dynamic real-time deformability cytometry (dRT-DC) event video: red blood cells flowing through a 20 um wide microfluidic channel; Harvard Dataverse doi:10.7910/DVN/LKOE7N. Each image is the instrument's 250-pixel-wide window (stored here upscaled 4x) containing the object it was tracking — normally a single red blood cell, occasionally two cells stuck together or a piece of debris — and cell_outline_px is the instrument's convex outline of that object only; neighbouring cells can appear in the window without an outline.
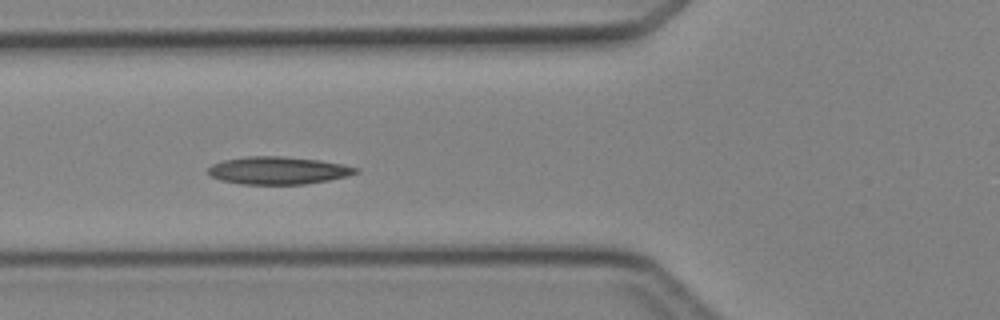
{"species": "Egyptian fruit bat (a non-hibernating species)", "species_latin": "Rousettus aegyptiacus", "temperature_condition": "cold", "stored_images_in_passage": 5, "camera_frame_rate_fps": 3000, "um_per_image_px": 0.085, "animal": {"sex": "female"}, "frame": {"image": 1, "passage_image": 4, "time_ms": 3.333, "image_size_px": [1000, 320], "cell_outline_px": [[360, 172], [348, 176], [328, 180], [304, 184], [240, 184], [220, 180], [212, 176], [208, 172], [208, 168], [212, 164], [224, 160], [248, 156], [280, 156], [316, 160], [340, 164], [360, 168]], "centroid_in_image_um": [23.64, 14.49], "position_along_channel_um": 102.2, "area_um2": 23.58}}
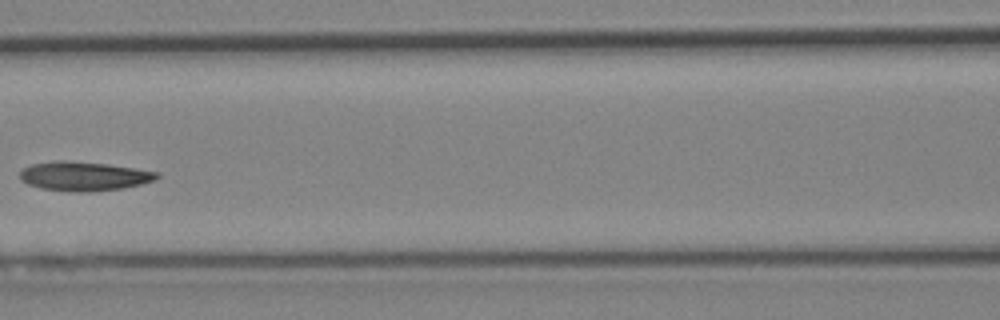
{"frame": {"image": 2, "passage_image": 5, "time_ms": 4.667, "image_size_px": [1000, 320], "cell_outline_px": [[160, 176], [152, 180], [140, 184], [124, 188], [92, 192], [68, 192], [40, 188], [28, 184], [20, 180], [20, 172], [24, 168], [32, 164], [60, 160], [108, 164], [136, 168], [160, 172]], "centroid_in_image_um": [7.13, 14.99], "position_along_channel_um": 159.5, "area_um2": 23.35}}